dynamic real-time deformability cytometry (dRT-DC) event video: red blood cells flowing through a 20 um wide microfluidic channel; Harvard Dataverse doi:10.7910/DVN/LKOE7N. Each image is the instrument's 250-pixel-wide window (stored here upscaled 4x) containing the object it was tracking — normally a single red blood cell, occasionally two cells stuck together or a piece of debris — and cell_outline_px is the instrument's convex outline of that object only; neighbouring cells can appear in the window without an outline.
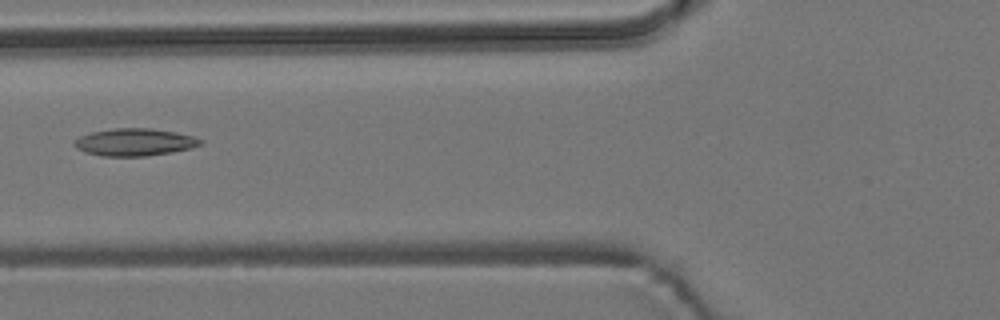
{"species": "common noctule bat (a hibernating species)", "species_latin": "Nyctalus noctula", "temperature_condition": "room temperature", "stored_images_in_passage": 6, "camera_frame_rate_fps": 3000, "um_per_image_px": 0.085, "animal": {"sex": "male", "body_mass_g": 19.2, "forearm_length_mm": 51.8}, "frame": {"image": 1, "passage_image": 6, "time_ms": 1.667, "image_size_px": [1000, 320], "cell_outline_px": [[204, 144], [192, 148], [172, 152], [144, 156], [100, 156], [84, 152], [76, 148], [72, 144], [80, 136], [92, 132], [116, 128], [152, 128], [176, 132], [192, 136], [204, 140]], "centroid_in_image_um": [11.47, 12.08], "position_along_channel_um": 114.3, "area_um2": 20.23}}